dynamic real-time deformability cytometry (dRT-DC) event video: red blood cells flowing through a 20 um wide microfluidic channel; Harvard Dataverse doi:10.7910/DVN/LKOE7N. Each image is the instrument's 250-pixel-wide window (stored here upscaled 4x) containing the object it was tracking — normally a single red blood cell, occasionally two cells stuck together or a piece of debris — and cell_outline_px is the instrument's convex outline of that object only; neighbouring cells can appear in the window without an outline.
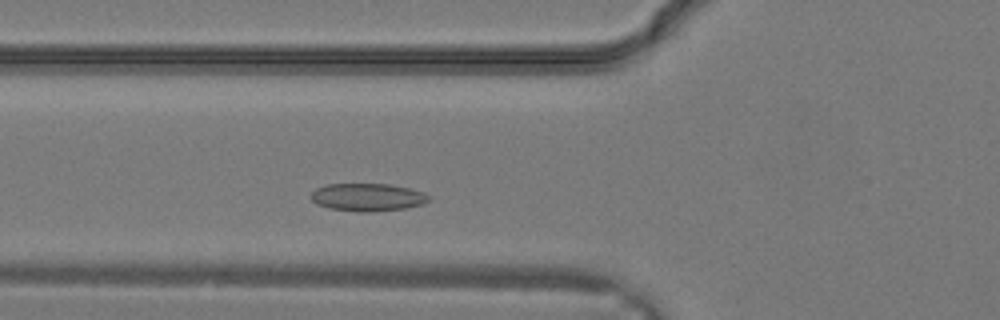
{"species": "common noctule bat (a hibernating species)", "species_latin": "Nyctalus noctula", "temperature_condition": "warm", "stored_images_in_passage": 11, "camera_frame_rate_fps": 3000, "um_per_image_px": 0.085, "animal": {"sex": "male", "body_mass_g": 19.2, "forearm_length_mm": 51.8}, "frame": {"image": 1, "passage_image": 5, "time_ms": 1.333, "image_size_px": [1000, 320], "cell_outline_px": [[428, 200], [420, 204], [404, 208], [372, 212], [360, 212], [328, 208], [316, 204], [308, 196], [316, 188], [324, 184], [388, 184], [408, 188], [424, 192], [428, 196]], "centroid_in_image_um": [31.16, 16.76], "position_along_channel_um": 94.6, "area_um2": 19.02}}
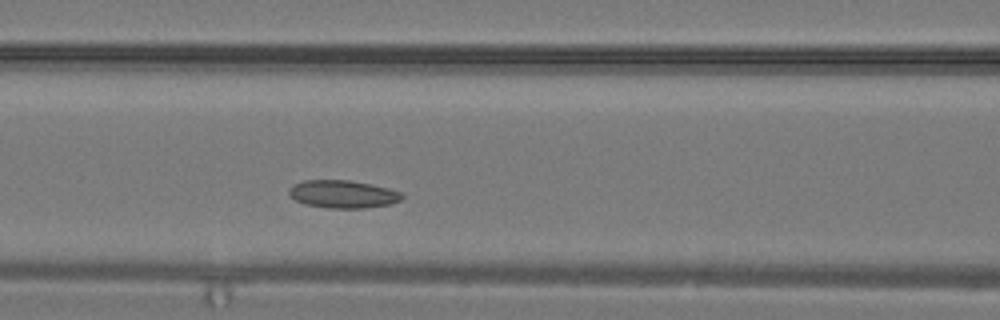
{"frame": {"image": 2, "passage_image": 7, "time_ms": 2.0, "image_size_px": [1000, 320], "cell_outline_px": [[404, 196], [400, 200], [392, 204], [364, 208], [328, 208], [304, 204], [296, 200], [288, 192], [288, 188], [292, 184], [304, 180], [348, 180], [372, 184], [388, 188], [400, 192]], "centroid_in_image_um": [29.13, 16.5], "position_along_channel_um": 137.5, "area_um2": 18.38}}
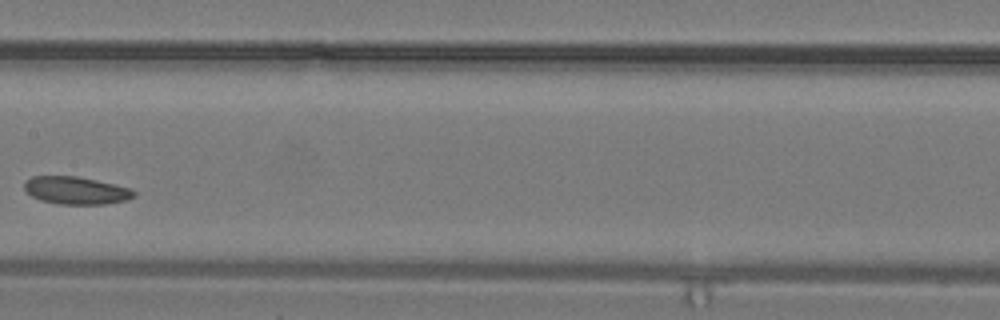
{"frame": {"image": 3, "passage_image": 10, "time_ms": 3.0, "image_size_px": [1000, 320], "cell_outline_px": [[136, 196], [128, 200], [104, 204], [60, 204], [40, 200], [32, 196], [24, 188], [24, 180], [32, 176], [76, 176], [96, 180], [132, 188], [136, 192]], "centroid_in_image_um": [6.48, 16.18], "position_along_channel_um": 200.9, "area_um2": 17.74}}